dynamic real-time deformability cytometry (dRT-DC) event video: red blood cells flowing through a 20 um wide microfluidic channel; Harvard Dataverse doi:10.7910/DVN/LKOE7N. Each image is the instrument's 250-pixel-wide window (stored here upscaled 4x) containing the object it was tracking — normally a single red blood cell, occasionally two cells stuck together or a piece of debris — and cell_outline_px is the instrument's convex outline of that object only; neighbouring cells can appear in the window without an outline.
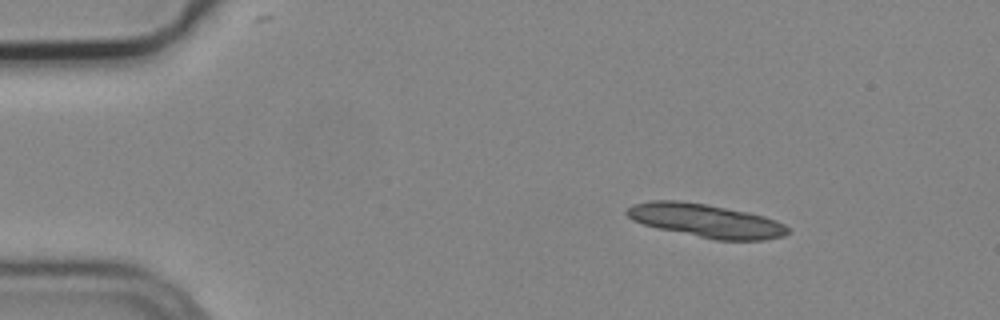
{"species": "common noctule bat (a hibernating species)", "species_latin": "Nyctalus noctula", "temperature_condition": "cold", "stored_images_in_passage": 3, "camera_frame_rate_fps": 3000, "um_per_image_px": 0.085, "animal": {"sex": "male", "body_mass_g": 19.2, "forearm_length_mm": 51.8}, "frame": {"image": 1, "passage_image": 1, "time_ms": 0.0, "image_size_px": [1000, 320], "cell_outline_px": [[788, 232], [784, 236], [764, 240], [716, 240], [656, 228], [632, 220], [624, 212], [632, 204], [652, 200], [680, 200], [704, 204], [748, 212], [764, 216], [776, 220], [784, 224], [788, 228]], "centroid_in_image_um": [59.98, 18.75], "position_along_channel_um": 25.0, "area_um2": 31.33}}